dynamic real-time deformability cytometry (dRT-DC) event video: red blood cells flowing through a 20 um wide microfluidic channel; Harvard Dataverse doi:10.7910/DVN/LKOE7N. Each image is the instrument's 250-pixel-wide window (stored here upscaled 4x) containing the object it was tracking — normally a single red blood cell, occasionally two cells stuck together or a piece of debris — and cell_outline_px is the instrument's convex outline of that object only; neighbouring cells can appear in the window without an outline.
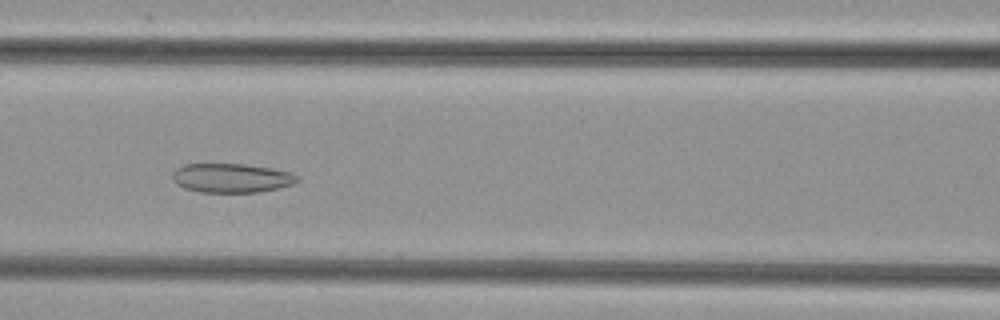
{"species": "common noctule bat (a hibernating species)", "species_latin": "Nyctalus noctula", "temperature_condition": "cold", "stored_images_in_passage": 43, "camera_frame_rate_fps": 3000, "um_per_image_px": 0.085, "animal": {"sex": "female", "body_mass_g": 29.2, "forearm_length_mm": 56.3}, "frame": {"image": 1, "passage_image": 13, "time_ms": 4.0, "image_size_px": [1000, 320], "cell_outline_px": [[300, 180], [292, 184], [260, 192], [200, 192], [184, 188], [176, 184], [172, 176], [172, 172], [176, 168], [184, 164], [244, 164], [272, 168], [292, 172], [300, 176]], "centroid_in_image_um": [19.69, 15.12], "position_along_channel_um": 146.9, "area_um2": 21.33}}
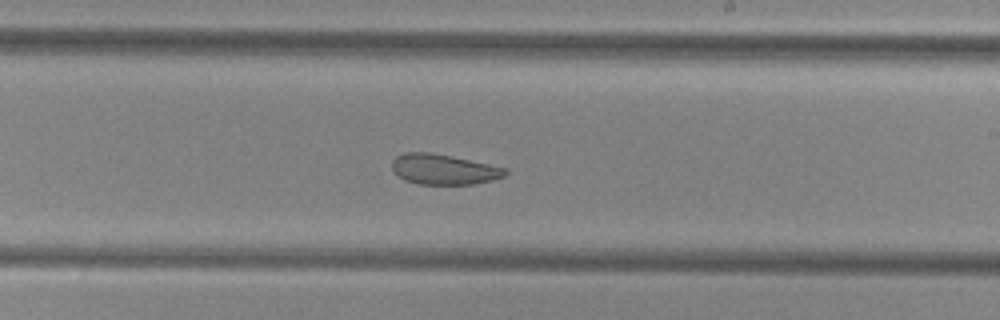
{"frame": {"image": 2, "passage_image": 21, "time_ms": 6.667, "image_size_px": [1000, 320], "cell_outline_px": [[508, 172], [504, 176], [492, 180], [472, 184], [420, 184], [404, 180], [392, 172], [392, 160], [396, 156], [404, 152], [428, 152], [508, 168]], "centroid_in_image_um": [37.67, 14.4], "position_along_channel_um": 251.3, "area_um2": 19.88}}
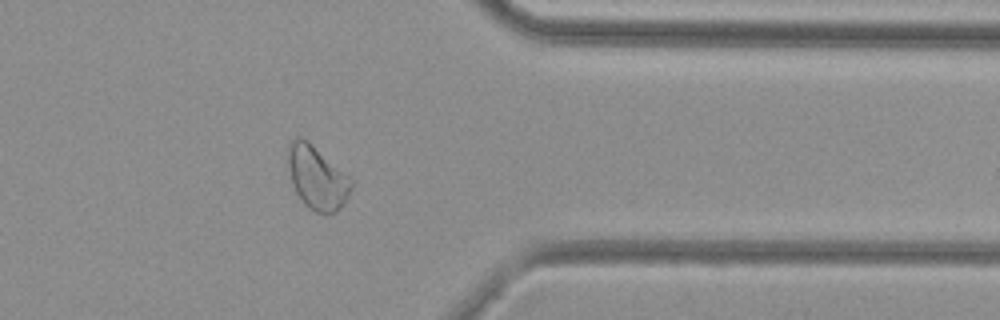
{"frame": {"image": 3, "passage_image": 32, "time_ms": 10.333, "image_size_px": [1000, 320], "cell_outline_px": [[352, 188], [344, 204], [336, 212], [316, 212], [308, 208], [304, 204], [296, 192], [292, 184], [284, 156], [284, 152], [288, 144], [296, 136], [300, 136], [308, 140], [348, 176], [352, 180]], "centroid_in_image_um": [26.87, 15.05], "position_along_channel_um": 384.5, "area_um2": 23.7}}